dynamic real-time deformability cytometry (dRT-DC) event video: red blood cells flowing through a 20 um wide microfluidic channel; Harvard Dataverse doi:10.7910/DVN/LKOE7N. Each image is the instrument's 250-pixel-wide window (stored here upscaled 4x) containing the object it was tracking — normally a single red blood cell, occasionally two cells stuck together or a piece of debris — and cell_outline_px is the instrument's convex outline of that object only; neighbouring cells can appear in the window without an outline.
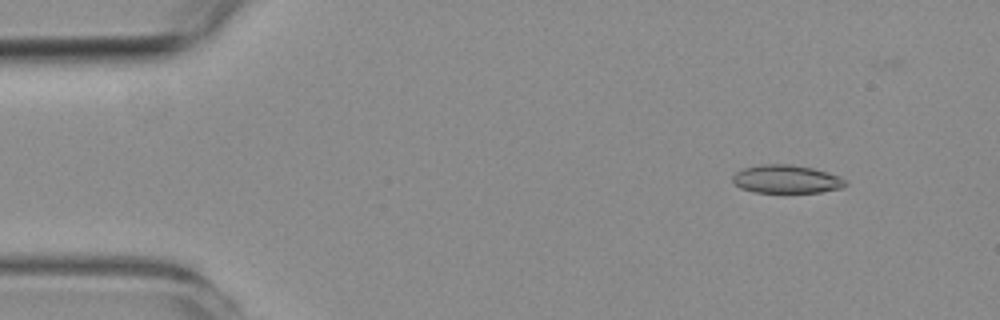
{"species": "common noctule bat (a hibernating species)", "species_latin": "Nyctalus noctula", "temperature_condition": "room temperature", "stored_images_in_passage": 53, "camera_frame_rate_fps": 3000, "um_per_image_px": 0.085, "animal": {"sex": "female", "body_mass_g": 19.3, "forearm_length_mm": 54.1}, "frame": {"image": 1, "passage_image": 5, "time_ms": 1.333, "image_size_px": [1000, 320], "cell_outline_px": [[848, 184], [840, 188], [820, 192], [752, 192], [740, 188], [732, 180], [732, 176], [736, 172], [744, 168], [760, 164], [792, 164], [812, 168], [828, 172], [840, 176], [848, 180]], "centroid_in_image_um": [66.86, 15.22], "position_along_channel_um": 18.1, "area_um2": 18.67}}
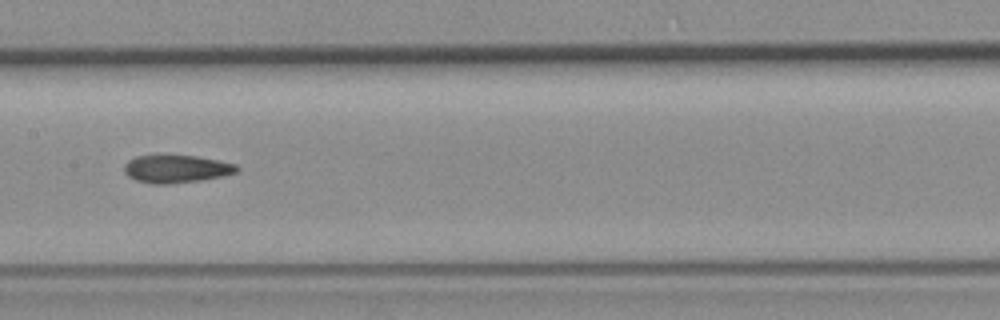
{"frame": {"image": 2, "passage_image": 26, "time_ms": 8.333, "image_size_px": [1000, 320], "cell_outline_px": [[240, 168], [236, 172], [224, 176], [200, 180], [168, 184], [152, 184], [136, 180], [128, 176], [124, 172], [124, 164], [128, 160], [136, 156], [196, 156], [236, 164]], "centroid_in_image_um": [14.98, 14.37], "position_along_channel_um": 192.4, "area_um2": 18.09}}
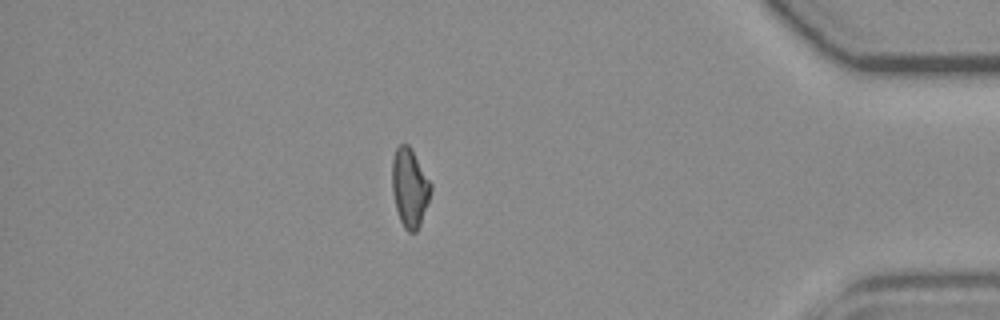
{"frame": {"image": 3, "passage_image": 46, "time_ms": 15.0, "image_size_px": [1000, 320], "cell_outline_px": [[432, 188], [420, 224], [416, 232], [408, 232], [404, 228], [400, 220], [396, 208], [392, 192], [392, 160], [396, 148], [400, 144], [408, 144], [412, 148], [432, 184]], "centroid_in_image_um": [34.82, 15.92], "position_along_channel_um": 400.4, "area_um2": 17.74}, "authors_computed_cell_mechanics": {"area_um2": 18.3226, "velocity_mm_per_s": 3.7745, "shape_relaxation_time_tau1_ms": null, "shape_relaxation_time_tau2_ms": 1.9865, "deformation_change_tau1": null, "deformation_change_tau2": 0.0824}}